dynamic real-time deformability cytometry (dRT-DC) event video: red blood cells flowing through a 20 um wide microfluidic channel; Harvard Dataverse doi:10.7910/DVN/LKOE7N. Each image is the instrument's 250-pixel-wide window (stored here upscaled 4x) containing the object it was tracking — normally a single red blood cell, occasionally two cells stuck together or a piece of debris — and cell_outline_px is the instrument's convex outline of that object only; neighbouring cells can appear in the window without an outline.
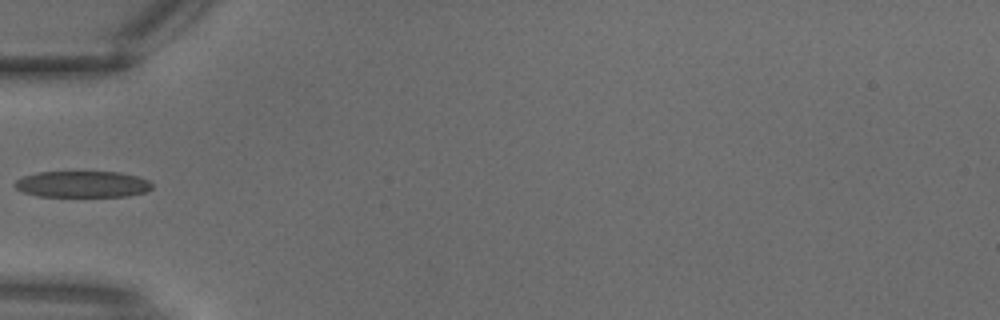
{"species": "common noctule bat (a hibernating species)", "species_latin": "Nyctalus noctula", "temperature_condition": "warm", "stored_images_in_passage": 3, "camera_frame_rate_fps": 3000, "um_per_image_px": 0.085, "animal": {"sex": "male", "body_mass_g": 18.8}, "frame": {"image": 1, "passage_image": 3, "time_ms": 0.667, "image_size_px": [1000, 320], "cell_outline_px": [[152, 188], [144, 192], [128, 196], [36, 196], [24, 192], [16, 188], [12, 184], [16, 180], [24, 176], [36, 172], [120, 172], [140, 176], [148, 180], [152, 184]], "centroid_in_image_um": [7.01, 15.65], "position_along_channel_um": 78.0, "area_um2": 21.15}}